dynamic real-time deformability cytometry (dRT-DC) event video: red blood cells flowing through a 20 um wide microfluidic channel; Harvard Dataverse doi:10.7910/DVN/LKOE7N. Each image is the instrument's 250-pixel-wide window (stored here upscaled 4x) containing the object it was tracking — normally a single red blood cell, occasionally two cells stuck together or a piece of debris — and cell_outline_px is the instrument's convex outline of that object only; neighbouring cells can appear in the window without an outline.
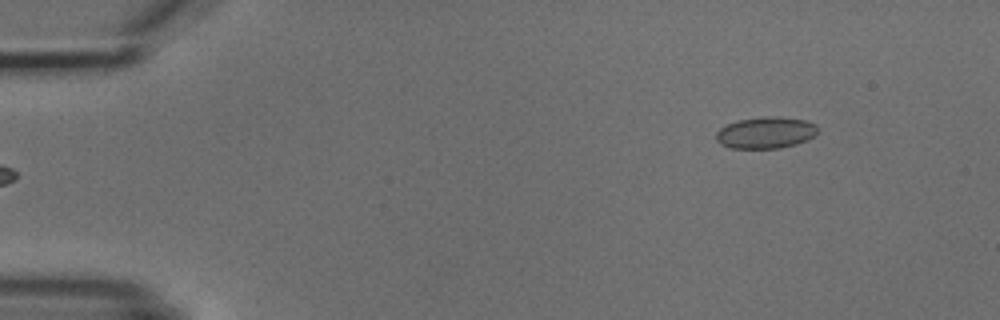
{"species": "common noctule bat (a hibernating species)", "species_latin": "Nyctalus noctula", "temperature_condition": "cold", "stored_images_in_passage": 3, "camera_frame_rate_fps": 3000, "um_per_image_px": 0.085, "animal": {"sex": "male", "body_mass_g": 18.8}, "frame": {"image": 1, "passage_image": 3, "time_ms": 2.0, "image_size_px": [1000, 320], "cell_outline_px": [[816, 132], [808, 140], [796, 144], [780, 148], [732, 148], [720, 144], [716, 140], [716, 132], [720, 128], [736, 120], [764, 116], [776, 116], [808, 120], [816, 124]], "centroid_in_image_um": [65.07, 11.26], "position_along_channel_um": 19.9, "area_um2": 18.79}}